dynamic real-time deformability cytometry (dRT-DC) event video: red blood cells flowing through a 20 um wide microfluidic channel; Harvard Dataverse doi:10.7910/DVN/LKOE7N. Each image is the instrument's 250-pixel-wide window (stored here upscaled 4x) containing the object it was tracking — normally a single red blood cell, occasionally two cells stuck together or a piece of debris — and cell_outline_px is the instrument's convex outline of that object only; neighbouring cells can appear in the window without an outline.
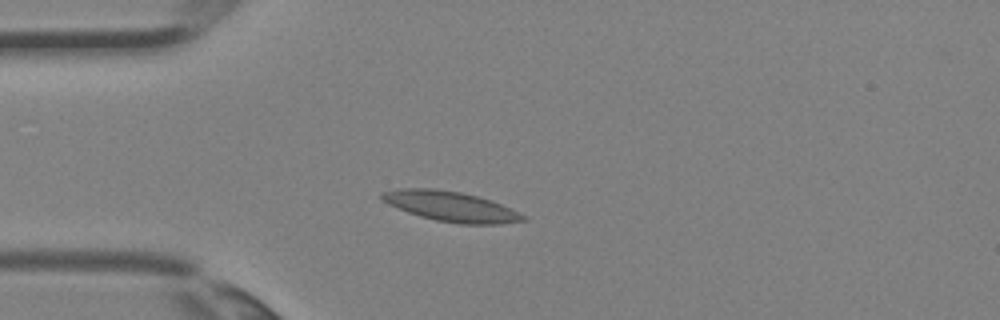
{"species": "Egyptian fruit bat (a non-hibernating species)", "species_latin": "Rousettus aegyptiacus", "temperature_condition": "room temperature", "stored_images_in_passage": 3, "camera_frame_rate_fps": 3000, "um_per_image_px": 0.085, "animal": {"sex": "female"}, "frame": {"image": 1, "passage_image": 3, "time_ms": 0.667, "image_size_px": [1000, 320], "cell_outline_px": [[528, 220], [500, 224], [460, 224], [436, 220], [420, 216], [408, 212], [388, 204], [380, 196], [380, 192], [396, 188], [436, 188], [460, 192], [492, 200], [528, 216]], "centroid_in_image_um": [38.34, 17.54], "position_along_channel_um": 46.7, "area_um2": 24.85}}